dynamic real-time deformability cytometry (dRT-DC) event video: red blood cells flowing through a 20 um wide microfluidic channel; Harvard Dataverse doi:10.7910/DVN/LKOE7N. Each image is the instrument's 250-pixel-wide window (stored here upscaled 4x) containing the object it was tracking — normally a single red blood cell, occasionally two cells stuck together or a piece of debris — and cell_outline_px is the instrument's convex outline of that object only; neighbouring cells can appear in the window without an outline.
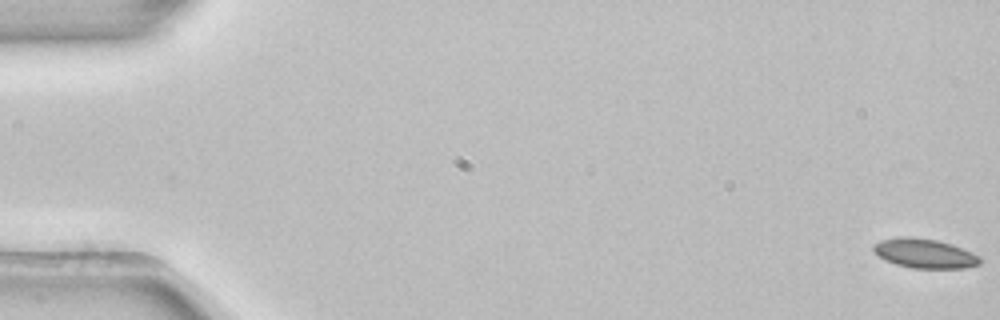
{"species": "common noctule bat (a hibernating species)", "species_latin": "Nyctalus noctula", "temperature_condition": "room temperature", "stored_images_in_passage": 54, "camera_frame_rate_fps": 3000, "um_per_image_px": 0.085, "animal": {"sex": "female", "body_mass_g": 22.7, "forearm_length_mm": 54.2}, "frame": {"image": 1, "passage_image": 1, "time_ms": 0.0, "image_size_px": [1000, 320], "cell_outline_px": [[980, 264], [964, 268], [912, 268], [896, 264], [884, 260], [872, 248], [872, 244], [880, 240], [900, 236], [908, 236], [936, 240], [952, 244], [972, 252], [980, 256]], "centroid_in_image_um": [78.58, 21.53], "position_along_channel_um": 6.4, "area_um2": 18.26}}
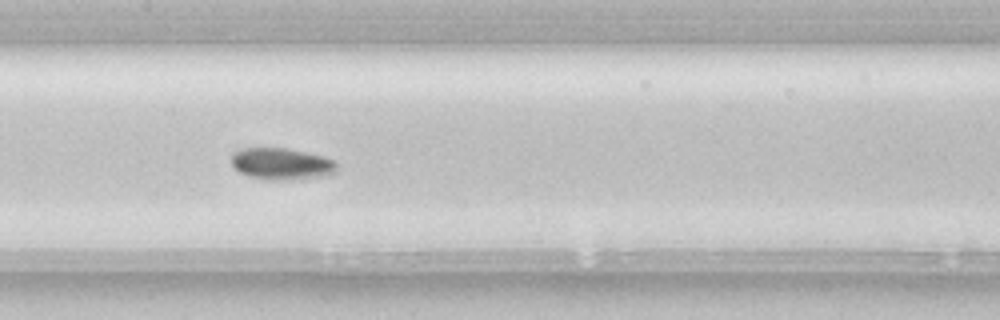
{"frame": {"image": 2, "passage_image": 27, "time_ms": 8.667, "image_size_px": [1000, 320], "cell_outline_px": [[336, 172], [320, 176], [292, 180], [272, 180], [248, 176], [240, 172], [232, 164], [232, 152], [240, 148], [284, 148], [324, 156], [336, 160]], "centroid_in_image_um": [23.92, 13.92], "position_along_channel_um": 183.5, "area_um2": 19.42}}
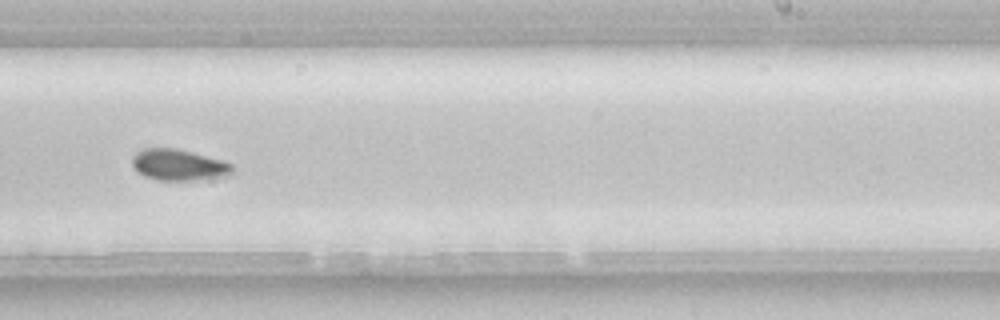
{"frame": {"image": 3, "passage_image": 34, "time_ms": 11.0, "image_size_px": [1000, 320], "cell_outline_px": [[232, 172], [228, 176], [192, 180], [156, 180], [144, 176], [132, 164], [132, 156], [136, 152], [144, 148], [176, 148], [192, 152], [220, 160], [232, 164]], "centroid_in_image_um": [15.16, 14.01], "position_along_channel_um": 273.8, "area_um2": 18.03}, "authors_computed_cell_mechanics": {"area_um2": 18.0336, "velocity_mm_per_s": 3.8931, "shape_relaxation_time_tau1_ms": 9.1015, "shape_relaxation_time_tau2_ms": null, "deformation_change_tau1": 0.1192, "deformation_change_tau2": null}}